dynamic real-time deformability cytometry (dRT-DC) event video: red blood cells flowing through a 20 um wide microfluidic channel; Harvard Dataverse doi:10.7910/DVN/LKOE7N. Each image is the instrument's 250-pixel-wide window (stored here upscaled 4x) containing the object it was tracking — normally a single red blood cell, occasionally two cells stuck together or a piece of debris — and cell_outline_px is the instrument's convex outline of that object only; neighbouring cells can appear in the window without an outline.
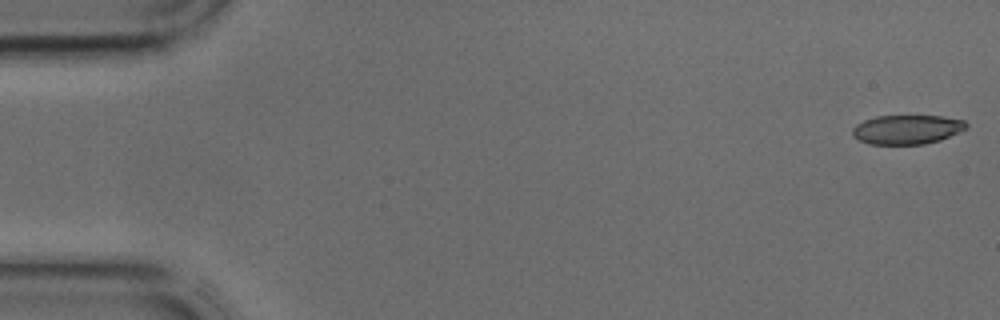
{"species": "common noctule bat (a hibernating species)", "species_latin": "Nyctalus noctula", "temperature_condition": "cold", "stored_images_in_passage": 43, "camera_frame_rate_fps": 3000, "um_per_image_px": 0.085, "animal": {"sex": "male", "body_mass_g": 17.9, "forearm_length_mm": 54.2}, "frame": {"image": 1, "passage_image": 1, "time_ms": 0.0, "image_size_px": [1000, 320], "cell_outline_px": [[968, 128], [940, 140], [924, 144], [868, 144], [852, 136], [852, 128], [856, 124], [864, 120], [876, 116], [940, 116], [964, 120], [968, 124]], "centroid_in_image_um": [77.08, 11.0], "position_along_channel_um": 7.9, "area_um2": 19.42}}
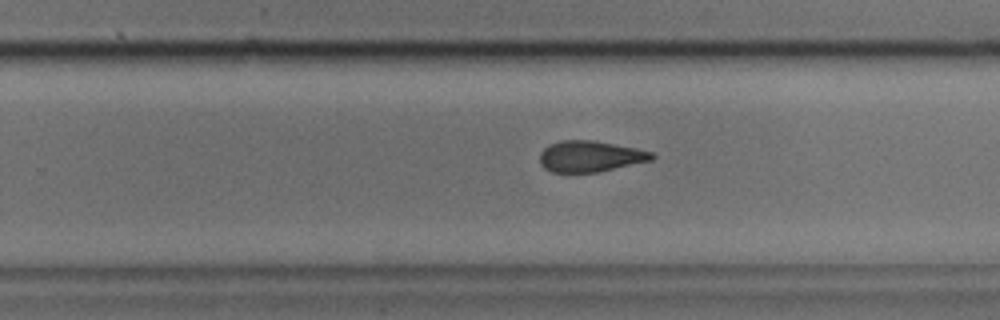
{"frame": {"image": 2, "passage_image": 27, "time_ms": 8.667, "image_size_px": [1000, 320], "cell_outline_px": [[656, 156], [652, 160], [600, 172], [552, 172], [544, 168], [540, 164], [540, 152], [548, 144], [560, 140], [596, 140], [636, 148], [652, 152]], "centroid_in_image_um": [50.16, 13.28], "position_along_channel_um": 279.6, "area_um2": 20.52}}
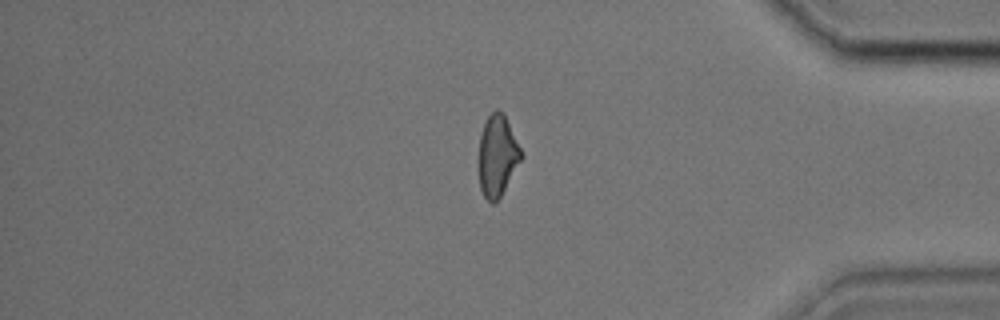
{"frame": {"image": 3, "passage_image": 36, "time_ms": 11.667, "image_size_px": [1000, 320], "cell_outline_px": [[524, 156], [500, 196], [492, 204], [484, 196], [480, 188], [480, 136], [484, 124], [488, 116], [496, 108], [504, 112]], "centroid_in_image_um": [42.3, 13.19], "position_along_channel_um": 392.9, "area_um2": 19.77}}